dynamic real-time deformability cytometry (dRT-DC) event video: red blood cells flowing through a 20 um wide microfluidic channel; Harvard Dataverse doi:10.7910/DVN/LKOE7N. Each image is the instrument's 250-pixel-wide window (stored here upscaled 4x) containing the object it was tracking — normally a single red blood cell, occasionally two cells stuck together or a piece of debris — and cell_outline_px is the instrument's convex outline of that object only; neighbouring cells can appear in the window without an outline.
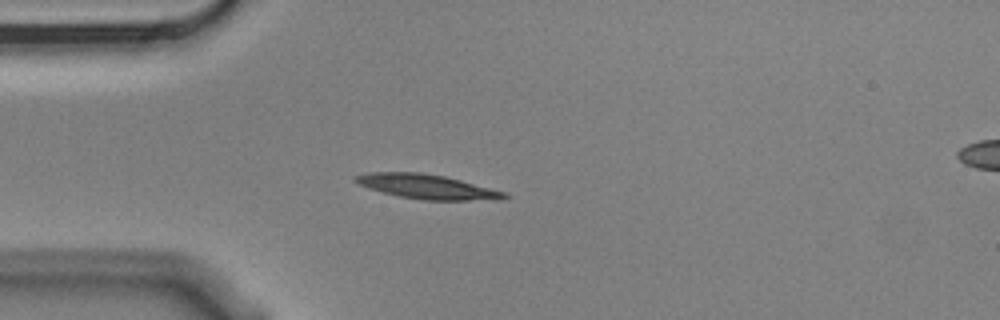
{"species": "Egyptian fruit bat (a non-hibernating species)", "species_latin": "Rousettus aegyptiacus", "temperature_condition": "cold", "stored_images_in_passage": 6, "camera_frame_rate_fps": 3000, "um_per_image_px": 0.085, "animal": {"sex": "male"}, "frame": {"image": 1, "passage_image": 5, "time_ms": 1.333, "image_size_px": [1000, 320], "cell_outline_px": [[512, 196], [500, 200], [424, 200], [400, 196], [368, 188], [352, 180], [356, 176], [372, 172], [420, 172], [444, 176], [508, 192]], "centroid_in_image_um": [36.39, 15.87], "position_along_channel_um": 48.6, "area_um2": 21.21}}